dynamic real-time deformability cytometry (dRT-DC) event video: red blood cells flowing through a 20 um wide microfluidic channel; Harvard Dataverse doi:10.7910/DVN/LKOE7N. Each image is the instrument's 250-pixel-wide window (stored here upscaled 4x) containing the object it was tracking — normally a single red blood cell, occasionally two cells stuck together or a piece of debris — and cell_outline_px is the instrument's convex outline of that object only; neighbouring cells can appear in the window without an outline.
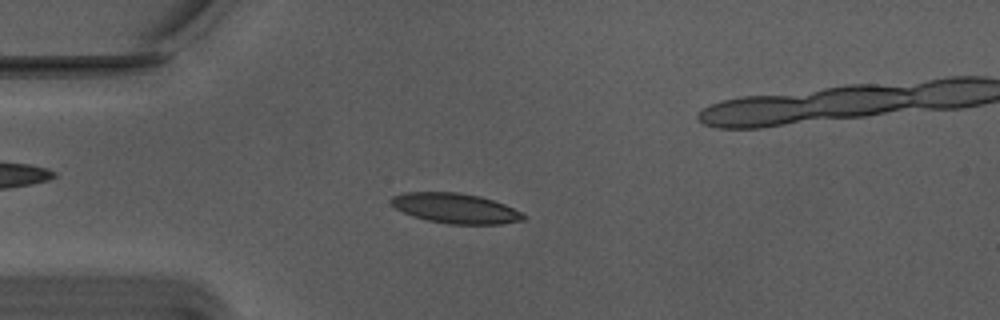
{"species": "Egyptian fruit bat (a non-hibernating species)", "species_latin": "Rousettus aegyptiacus", "temperature_condition": "warm", "stored_images_in_passage": 43, "camera_frame_rate_fps": 3000, "um_per_image_px": 0.085, "animal": {"sex": "male"}, "frame": {"image": 1, "passage_image": 14, "time_ms": 4.333, "image_size_px": [1000, 320], "cell_outline_px": [[528, 216], [524, 220], [500, 224], [448, 224], [428, 220], [412, 216], [396, 208], [388, 200], [392, 196], [404, 192], [456, 192], [480, 196], [504, 204]], "centroid_in_image_um": [38.7, 17.7], "position_along_channel_um": 46.3, "area_um2": 23.12}}
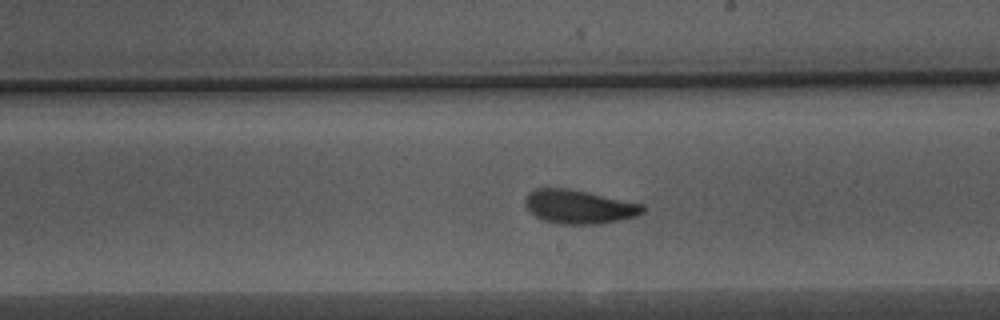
{"frame": {"image": 2, "passage_image": 31, "time_ms": 10.0, "image_size_px": [1000, 320], "cell_outline_px": [[644, 212], [636, 216], [620, 220], [596, 224], [560, 224], [544, 220], [536, 216], [524, 204], [524, 200], [528, 192], [536, 188], [568, 188], [588, 192], [644, 204]], "centroid_in_image_um": [49.22, 17.56], "position_along_channel_um": 239.8, "area_um2": 23.12}}
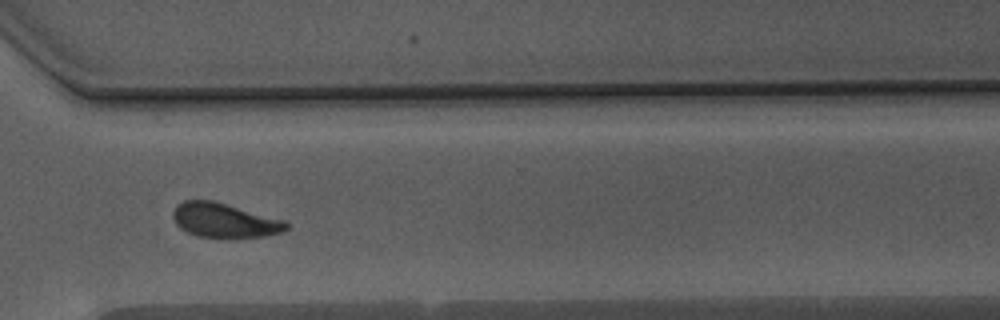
{"frame": {"image": 3, "passage_image": 40, "time_ms": 13.0, "image_size_px": [1000, 320], "cell_outline_px": [[288, 228], [280, 232], [264, 236], [196, 236], [180, 228], [176, 224], [172, 216], [172, 212], [176, 204], [184, 200], [212, 200], [284, 220], [288, 224]], "centroid_in_image_um": [19.01, 18.7], "position_along_channel_um": 351.6, "area_um2": 22.2}, "authors_computed_cell_mechanics": {"area_um2": 22.9466, "velocity_mm_per_s": 3.7147, "shape_relaxation_time_tau1_ms": 4.4811, "shape_relaxation_time_tau2_ms": 1.9686, "deformation_change_tau1": 0.1368, "deformation_change_tau2": 0.0852}}